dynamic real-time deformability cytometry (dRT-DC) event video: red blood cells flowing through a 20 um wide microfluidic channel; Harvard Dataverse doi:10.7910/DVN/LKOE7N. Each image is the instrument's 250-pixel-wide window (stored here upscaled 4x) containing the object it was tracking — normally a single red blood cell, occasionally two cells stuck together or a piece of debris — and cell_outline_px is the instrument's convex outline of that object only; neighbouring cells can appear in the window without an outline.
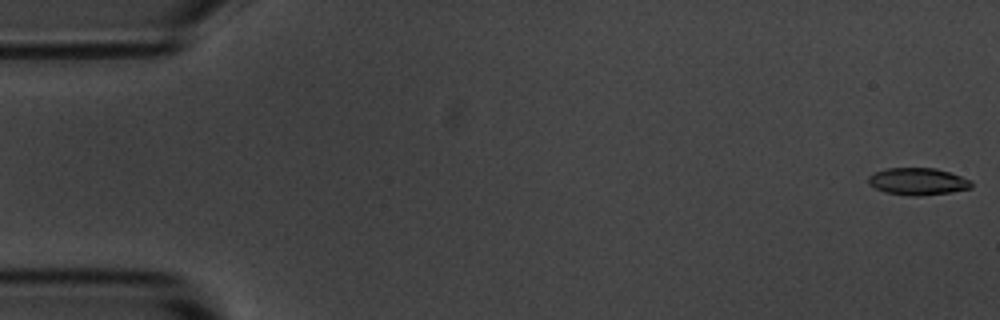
{"species": "common noctule bat (a hibernating species)", "species_latin": "Nyctalus noctula", "temperature_condition": "room temperature", "stored_images_in_passage": 6, "camera_frame_rate_fps": 3000, "um_per_image_px": 0.085, "animal": {"sex": "male", "body_mass_g": 20.1, "forearm_length_mm": 53.5}, "frame": {"image": 1, "passage_image": 1, "time_ms": 0.0, "image_size_px": [1000, 320], "cell_outline_px": [[972, 188], [952, 192], [920, 196], [916, 196], [884, 192], [868, 184], [868, 176], [876, 172], [888, 168], [936, 168], [972, 180]], "centroid_in_image_um": [78.03, 15.43], "position_along_channel_um": 7.0, "area_um2": 16.24}}